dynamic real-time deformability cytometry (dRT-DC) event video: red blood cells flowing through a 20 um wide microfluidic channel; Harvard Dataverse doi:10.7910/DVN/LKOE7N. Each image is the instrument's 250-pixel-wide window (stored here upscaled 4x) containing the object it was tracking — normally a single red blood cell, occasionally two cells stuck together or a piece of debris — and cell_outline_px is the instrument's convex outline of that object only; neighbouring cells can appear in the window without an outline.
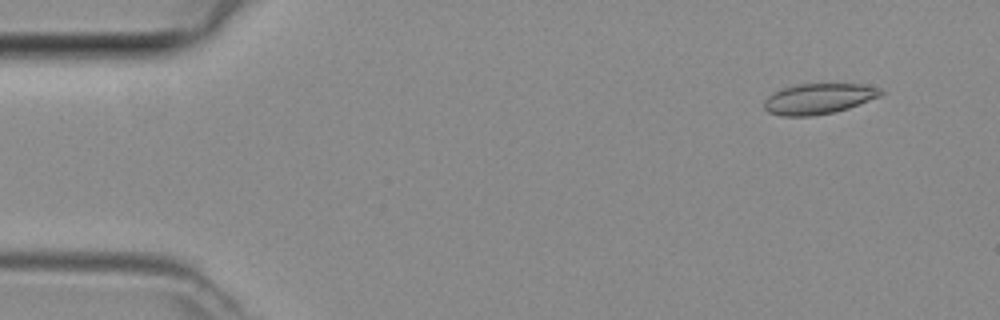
{"species": "common noctule bat (a hibernating species)", "species_latin": "Nyctalus noctula", "temperature_condition": "room temperature", "stored_images_in_passage": 5, "camera_frame_rate_fps": 3000, "um_per_image_px": 0.085, "animal": {"sex": "female", "body_mass_g": 29.2, "forearm_length_mm": 56.3}, "frame": {"image": 1, "passage_image": 1, "time_ms": 0.0, "image_size_px": [1000, 320], "cell_outline_px": [[884, 92], [880, 96], [848, 108], [832, 112], [812, 116], [780, 116], [768, 112], [764, 108], [764, 100], [768, 96], [784, 88], [800, 84], [860, 84], [880, 88]], "centroid_in_image_um": [69.57, 8.4], "position_along_channel_um": 15.4, "area_um2": 20.52}}